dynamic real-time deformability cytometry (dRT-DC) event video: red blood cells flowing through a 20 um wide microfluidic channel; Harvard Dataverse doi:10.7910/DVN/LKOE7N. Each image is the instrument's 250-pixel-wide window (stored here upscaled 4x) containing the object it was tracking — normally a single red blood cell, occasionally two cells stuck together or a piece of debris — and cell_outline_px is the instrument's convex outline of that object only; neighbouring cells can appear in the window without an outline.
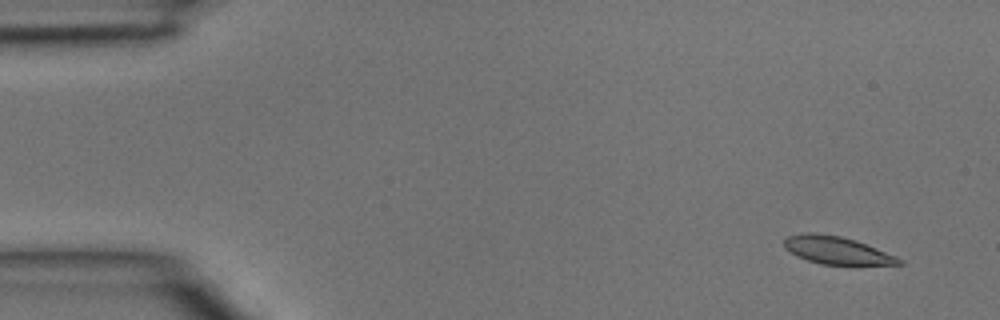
{"species": "common noctule bat (a hibernating species)", "species_latin": "Nyctalus noctula", "temperature_condition": "room temperature", "stored_images_in_passage": 4, "camera_frame_rate_fps": 3000, "um_per_image_px": 0.085, "animal": {"sex": "male", "body_mass_g": 15.6}, "frame": {"image": 1, "passage_image": 1, "time_ms": 0.0, "image_size_px": [1000, 320], "cell_outline_px": [[904, 264], [820, 264], [796, 256], [784, 248], [784, 240], [788, 236], [804, 232], [812, 232], [840, 236], [856, 240], [896, 256], [904, 260]], "centroid_in_image_um": [71.1, 21.26], "position_along_channel_um": 13.9, "area_um2": 18.38}}